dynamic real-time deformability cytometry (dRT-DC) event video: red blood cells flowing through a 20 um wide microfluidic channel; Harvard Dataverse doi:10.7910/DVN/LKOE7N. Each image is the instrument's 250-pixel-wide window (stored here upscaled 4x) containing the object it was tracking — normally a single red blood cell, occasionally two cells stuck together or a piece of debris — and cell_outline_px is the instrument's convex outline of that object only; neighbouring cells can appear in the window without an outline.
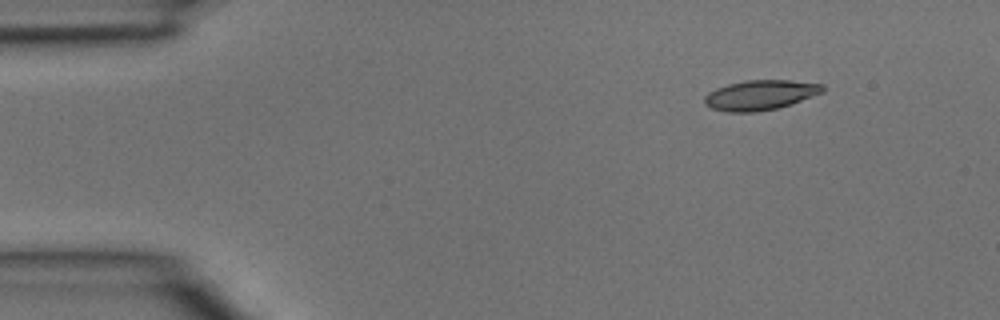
{"species": "common noctule bat (a hibernating species)", "species_latin": "Nyctalus noctula", "temperature_condition": "room temperature", "stored_images_in_passage": 4, "camera_frame_rate_fps": 3000, "um_per_image_px": 0.085, "animal": {"sex": "male", "body_mass_g": 15.6}, "frame": {"image": 1, "passage_image": 2, "time_ms": 0.333, "image_size_px": [1000, 320], "cell_outline_px": [[824, 92], [792, 104], [776, 108], [756, 112], [728, 112], [712, 108], [704, 104], [704, 96], [708, 92], [716, 88], [728, 84], [744, 80], [792, 80], [824, 84]], "centroid_in_image_um": [64.63, 8.07], "position_along_channel_um": 20.4, "area_um2": 20.75}}